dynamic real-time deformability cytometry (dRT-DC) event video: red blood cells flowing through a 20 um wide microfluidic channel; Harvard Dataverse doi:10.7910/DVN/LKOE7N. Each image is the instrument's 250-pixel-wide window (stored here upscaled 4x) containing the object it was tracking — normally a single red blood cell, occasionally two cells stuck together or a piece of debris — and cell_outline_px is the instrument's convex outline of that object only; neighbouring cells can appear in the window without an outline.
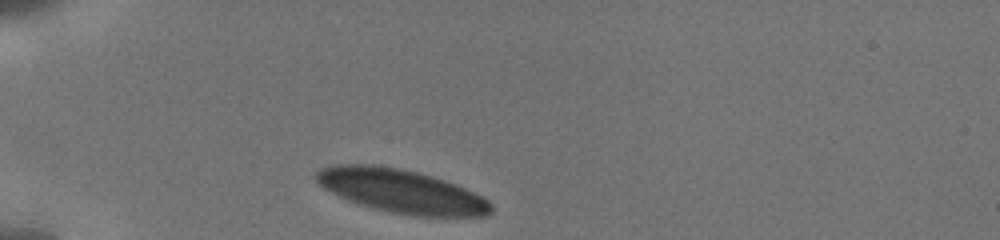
{"species": "human", "species_latin": "Homo sapiens", "temperature_condition": "cold", "stored_images_in_passage": 3, "camera_frame_rate_fps": 3000, "um_per_image_px": 0.085, "donor": {"sex": "male"}, "frame": {"image": 1, "passage_image": 1, "time_ms": 0.0, "image_size_px": [1000, 240], "cell_outline_px": [[492, 212], [488, 216], [412, 216], [372, 208], [348, 200], [324, 188], [316, 180], [316, 172], [320, 168], [332, 164], [372, 164], [396, 168], [416, 172], [432, 176], [444, 180], [464, 188], [488, 200], [492, 204]], "centroid_in_image_um": [34.1, 16.25], "position_along_channel_um": 50.9, "area_um2": 44.04}}
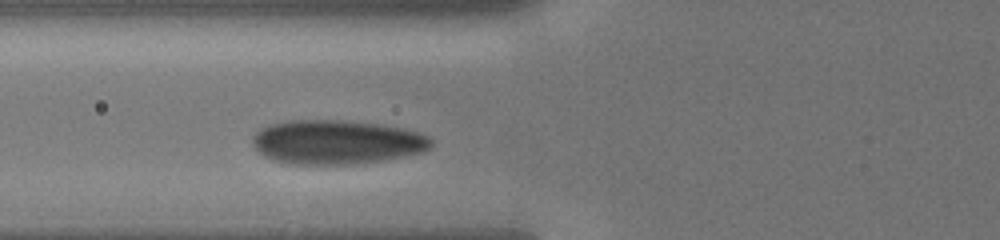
{"frame": {"image": 2, "passage_image": 3, "time_ms": 2.0, "image_size_px": [1000, 240], "cell_outline_px": [[432, 144], [424, 152], [384, 160], [348, 164], [288, 164], [272, 160], [264, 156], [252, 144], [252, 136], [260, 128], [268, 124], [288, 120], [340, 120], [380, 124], [404, 128], [420, 132], [428, 136], [432, 140]], "centroid_in_image_um": [28.6, 12.07], "position_along_channel_um": 97.2, "area_um2": 46.24}}